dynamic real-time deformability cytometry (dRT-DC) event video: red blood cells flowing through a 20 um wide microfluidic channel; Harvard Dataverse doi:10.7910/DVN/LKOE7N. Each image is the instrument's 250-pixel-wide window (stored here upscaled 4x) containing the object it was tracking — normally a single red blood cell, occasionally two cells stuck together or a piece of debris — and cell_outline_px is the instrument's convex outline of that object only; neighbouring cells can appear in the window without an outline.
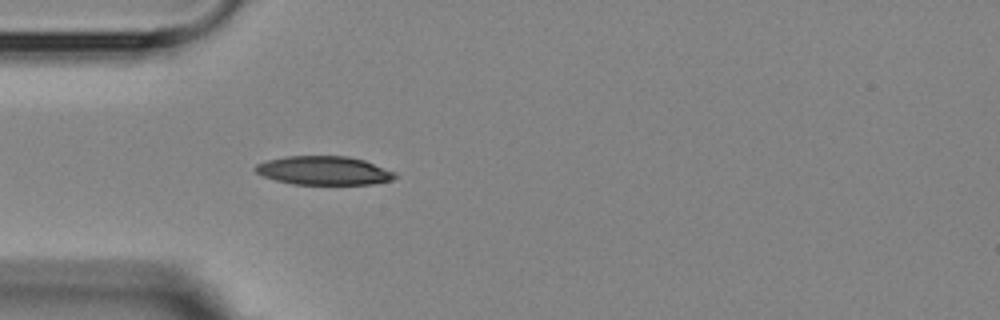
{"species": "Egyptian fruit bat (a non-hibernating species)", "species_latin": "Rousettus aegyptiacus", "temperature_condition": "room temperature", "stored_images_in_passage": 1, "camera_frame_rate_fps": 3000, "um_per_image_px": 0.085, "animal": {"sex": "female"}, "frame": {"image": 1, "passage_image": 1, "time_ms": 0.0, "image_size_px": [1000, 320], "cell_outline_px": [[396, 176], [392, 180], [372, 184], [292, 184], [276, 180], [264, 176], [256, 172], [252, 168], [256, 164], [268, 160], [284, 156], [348, 156], [364, 160], [396, 172]], "centroid_in_image_um": [27.52, 14.49], "position_along_channel_um": 57.5, "area_um2": 23.35}}